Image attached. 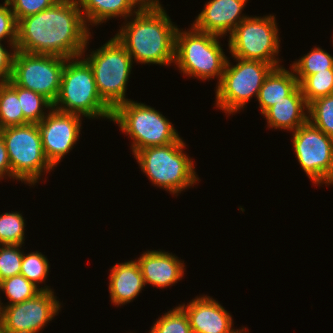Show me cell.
Masks as SVG:
<instances>
[{
  "label": "cell",
  "mask_w": 333,
  "mask_h": 333,
  "mask_svg": "<svg viewBox=\"0 0 333 333\" xmlns=\"http://www.w3.org/2000/svg\"><path fill=\"white\" fill-rule=\"evenodd\" d=\"M90 29L76 0H59L53 6L18 21L16 50L75 58L84 55Z\"/></svg>",
  "instance_id": "obj_1"
},
{
  "label": "cell",
  "mask_w": 333,
  "mask_h": 333,
  "mask_svg": "<svg viewBox=\"0 0 333 333\" xmlns=\"http://www.w3.org/2000/svg\"><path fill=\"white\" fill-rule=\"evenodd\" d=\"M164 9L159 0H148L115 35L137 63L169 66L175 62L177 26Z\"/></svg>",
  "instance_id": "obj_2"
},
{
  "label": "cell",
  "mask_w": 333,
  "mask_h": 333,
  "mask_svg": "<svg viewBox=\"0 0 333 333\" xmlns=\"http://www.w3.org/2000/svg\"><path fill=\"white\" fill-rule=\"evenodd\" d=\"M80 58L82 56L66 60L60 92L53 108L89 119L102 117L111 121L113 110L100 97L91 66Z\"/></svg>",
  "instance_id": "obj_3"
},
{
  "label": "cell",
  "mask_w": 333,
  "mask_h": 333,
  "mask_svg": "<svg viewBox=\"0 0 333 333\" xmlns=\"http://www.w3.org/2000/svg\"><path fill=\"white\" fill-rule=\"evenodd\" d=\"M185 146L179 138L174 143L147 147L133 155L155 186L178 196L199 181L192 159L183 152Z\"/></svg>",
  "instance_id": "obj_4"
},
{
  "label": "cell",
  "mask_w": 333,
  "mask_h": 333,
  "mask_svg": "<svg viewBox=\"0 0 333 333\" xmlns=\"http://www.w3.org/2000/svg\"><path fill=\"white\" fill-rule=\"evenodd\" d=\"M220 36L197 30L175 34V62L181 73L202 80L218 77L221 81L227 58L219 42Z\"/></svg>",
  "instance_id": "obj_5"
},
{
  "label": "cell",
  "mask_w": 333,
  "mask_h": 333,
  "mask_svg": "<svg viewBox=\"0 0 333 333\" xmlns=\"http://www.w3.org/2000/svg\"><path fill=\"white\" fill-rule=\"evenodd\" d=\"M121 131L132 138L133 154L151 146H164L176 142L180 137L172 123L159 111L132 100L119 104L112 120Z\"/></svg>",
  "instance_id": "obj_6"
},
{
  "label": "cell",
  "mask_w": 333,
  "mask_h": 333,
  "mask_svg": "<svg viewBox=\"0 0 333 333\" xmlns=\"http://www.w3.org/2000/svg\"><path fill=\"white\" fill-rule=\"evenodd\" d=\"M90 53L84 59L91 66L99 95L114 110L130 100L125 93L133 60L115 36Z\"/></svg>",
  "instance_id": "obj_7"
},
{
  "label": "cell",
  "mask_w": 333,
  "mask_h": 333,
  "mask_svg": "<svg viewBox=\"0 0 333 333\" xmlns=\"http://www.w3.org/2000/svg\"><path fill=\"white\" fill-rule=\"evenodd\" d=\"M11 164L12 178L35 185L45 171L54 167L47 160L37 123L1 129Z\"/></svg>",
  "instance_id": "obj_8"
},
{
  "label": "cell",
  "mask_w": 333,
  "mask_h": 333,
  "mask_svg": "<svg viewBox=\"0 0 333 333\" xmlns=\"http://www.w3.org/2000/svg\"><path fill=\"white\" fill-rule=\"evenodd\" d=\"M233 65L227 59L221 81L216 87V105L228 115L237 113L254 95L258 96L265 78L275 68L258 60L234 58Z\"/></svg>",
  "instance_id": "obj_9"
},
{
  "label": "cell",
  "mask_w": 333,
  "mask_h": 333,
  "mask_svg": "<svg viewBox=\"0 0 333 333\" xmlns=\"http://www.w3.org/2000/svg\"><path fill=\"white\" fill-rule=\"evenodd\" d=\"M275 16L247 17L229 35V52L234 58L258 60L280 67L279 36Z\"/></svg>",
  "instance_id": "obj_10"
},
{
  "label": "cell",
  "mask_w": 333,
  "mask_h": 333,
  "mask_svg": "<svg viewBox=\"0 0 333 333\" xmlns=\"http://www.w3.org/2000/svg\"><path fill=\"white\" fill-rule=\"evenodd\" d=\"M67 59L16 50L11 80L17 86L42 94L54 103L60 92L62 72Z\"/></svg>",
  "instance_id": "obj_11"
},
{
  "label": "cell",
  "mask_w": 333,
  "mask_h": 333,
  "mask_svg": "<svg viewBox=\"0 0 333 333\" xmlns=\"http://www.w3.org/2000/svg\"><path fill=\"white\" fill-rule=\"evenodd\" d=\"M293 134V149L308 178L314 183L333 184V138L309 121Z\"/></svg>",
  "instance_id": "obj_12"
},
{
  "label": "cell",
  "mask_w": 333,
  "mask_h": 333,
  "mask_svg": "<svg viewBox=\"0 0 333 333\" xmlns=\"http://www.w3.org/2000/svg\"><path fill=\"white\" fill-rule=\"evenodd\" d=\"M2 304L0 301V318L7 333H39L61 308L52 290L41 291L22 303Z\"/></svg>",
  "instance_id": "obj_13"
},
{
  "label": "cell",
  "mask_w": 333,
  "mask_h": 333,
  "mask_svg": "<svg viewBox=\"0 0 333 333\" xmlns=\"http://www.w3.org/2000/svg\"><path fill=\"white\" fill-rule=\"evenodd\" d=\"M81 115L65 113L52 108L37 123L44 154L49 163L56 167L79 139Z\"/></svg>",
  "instance_id": "obj_14"
},
{
  "label": "cell",
  "mask_w": 333,
  "mask_h": 333,
  "mask_svg": "<svg viewBox=\"0 0 333 333\" xmlns=\"http://www.w3.org/2000/svg\"><path fill=\"white\" fill-rule=\"evenodd\" d=\"M180 307L189 319L192 333H247L244 327L233 329L230 313L210 296L196 297Z\"/></svg>",
  "instance_id": "obj_15"
},
{
  "label": "cell",
  "mask_w": 333,
  "mask_h": 333,
  "mask_svg": "<svg viewBox=\"0 0 333 333\" xmlns=\"http://www.w3.org/2000/svg\"><path fill=\"white\" fill-rule=\"evenodd\" d=\"M248 0H210L193 22V26L206 33L229 35L248 16H241Z\"/></svg>",
  "instance_id": "obj_16"
},
{
  "label": "cell",
  "mask_w": 333,
  "mask_h": 333,
  "mask_svg": "<svg viewBox=\"0 0 333 333\" xmlns=\"http://www.w3.org/2000/svg\"><path fill=\"white\" fill-rule=\"evenodd\" d=\"M136 261L140 266L145 285L166 288L176 284L184 276V264L172 253L150 250L143 253Z\"/></svg>",
  "instance_id": "obj_17"
},
{
  "label": "cell",
  "mask_w": 333,
  "mask_h": 333,
  "mask_svg": "<svg viewBox=\"0 0 333 333\" xmlns=\"http://www.w3.org/2000/svg\"><path fill=\"white\" fill-rule=\"evenodd\" d=\"M305 109V110H304ZM308 104L298 85L283 100L271 106L263 116L266 117L268 127L295 131L298 127L308 121Z\"/></svg>",
  "instance_id": "obj_18"
},
{
  "label": "cell",
  "mask_w": 333,
  "mask_h": 333,
  "mask_svg": "<svg viewBox=\"0 0 333 333\" xmlns=\"http://www.w3.org/2000/svg\"><path fill=\"white\" fill-rule=\"evenodd\" d=\"M110 270L109 292L112 303L121 306L135 300L145 286L138 262L130 260L117 263Z\"/></svg>",
  "instance_id": "obj_19"
},
{
  "label": "cell",
  "mask_w": 333,
  "mask_h": 333,
  "mask_svg": "<svg viewBox=\"0 0 333 333\" xmlns=\"http://www.w3.org/2000/svg\"><path fill=\"white\" fill-rule=\"evenodd\" d=\"M86 24L98 25L114 17L131 18L148 0H76ZM138 6V9H135ZM90 22V24H89ZM92 23V24H91Z\"/></svg>",
  "instance_id": "obj_20"
},
{
  "label": "cell",
  "mask_w": 333,
  "mask_h": 333,
  "mask_svg": "<svg viewBox=\"0 0 333 333\" xmlns=\"http://www.w3.org/2000/svg\"><path fill=\"white\" fill-rule=\"evenodd\" d=\"M293 71V72H292ZM299 85L294 70H286L284 67L274 68L265 78L259 90L257 100L263 115L275 103L283 100Z\"/></svg>",
  "instance_id": "obj_21"
},
{
  "label": "cell",
  "mask_w": 333,
  "mask_h": 333,
  "mask_svg": "<svg viewBox=\"0 0 333 333\" xmlns=\"http://www.w3.org/2000/svg\"><path fill=\"white\" fill-rule=\"evenodd\" d=\"M27 123L18 99L17 85L11 79L0 82V128Z\"/></svg>",
  "instance_id": "obj_22"
},
{
  "label": "cell",
  "mask_w": 333,
  "mask_h": 333,
  "mask_svg": "<svg viewBox=\"0 0 333 333\" xmlns=\"http://www.w3.org/2000/svg\"><path fill=\"white\" fill-rule=\"evenodd\" d=\"M291 68L300 84L308 75L333 69V56L320 47H315L298 61H294Z\"/></svg>",
  "instance_id": "obj_23"
},
{
  "label": "cell",
  "mask_w": 333,
  "mask_h": 333,
  "mask_svg": "<svg viewBox=\"0 0 333 333\" xmlns=\"http://www.w3.org/2000/svg\"><path fill=\"white\" fill-rule=\"evenodd\" d=\"M17 95L24 118L29 123H39L48 114L43 111L44 108L45 110L53 108V103L49 99L32 90L17 86Z\"/></svg>",
  "instance_id": "obj_24"
},
{
  "label": "cell",
  "mask_w": 333,
  "mask_h": 333,
  "mask_svg": "<svg viewBox=\"0 0 333 333\" xmlns=\"http://www.w3.org/2000/svg\"><path fill=\"white\" fill-rule=\"evenodd\" d=\"M308 121L333 138V94L315 99L308 104Z\"/></svg>",
  "instance_id": "obj_25"
},
{
  "label": "cell",
  "mask_w": 333,
  "mask_h": 333,
  "mask_svg": "<svg viewBox=\"0 0 333 333\" xmlns=\"http://www.w3.org/2000/svg\"><path fill=\"white\" fill-rule=\"evenodd\" d=\"M307 104L320 97L333 94V69L308 75L299 84Z\"/></svg>",
  "instance_id": "obj_26"
},
{
  "label": "cell",
  "mask_w": 333,
  "mask_h": 333,
  "mask_svg": "<svg viewBox=\"0 0 333 333\" xmlns=\"http://www.w3.org/2000/svg\"><path fill=\"white\" fill-rule=\"evenodd\" d=\"M0 291L6 294L9 304L22 303L34 298L41 290L27 280L22 274H18L0 281Z\"/></svg>",
  "instance_id": "obj_27"
},
{
  "label": "cell",
  "mask_w": 333,
  "mask_h": 333,
  "mask_svg": "<svg viewBox=\"0 0 333 333\" xmlns=\"http://www.w3.org/2000/svg\"><path fill=\"white\" fill-rule=\"evenodd\" d=\"M48 259L39 251L23 254L21 272L27 280L37 286L41 291H51L49 286L43 288L37 284L43 283L49 273ZM43 281V282H42Z\"/></svg>",
  "instance_id": "obj_28"
},
{
  "label": "cell",
  "mask_w": 333,
  "mask_h": 333,
  "mask_svg": "<svg viewBox=\"0 0 333 333\" xmlns=\"http://www.w3.org/2000/svg\"><path fill=\"white\" fill-rule=\"evenodd\" d=\"M25 220L19 212L0 215V245H22L25 241Z\"/></svg>",
  "instance_id": "obj_29"
},
{
  "label": "cell",
  "mask_w": 333,
  "mask_h": 333,
  "mask_svg": "<svg viewBox=\"0 0 333 333\" xmlns=\"http://www.w3.org/2000/svg\"><path fill=\"white\" fill-rule=\"evenodd\" d=\"M149 333H192V329L186 313L179 305L157 319Z\"/></svg>",
  "instance_id": "obj_30"
},
{
  "label": "cell",
  "mask_w": 333,
  "mask_h": 333,
  "mask_svg": "<svg viewBox=\"0 0 333 333\" xmlns=\"http://www.w3.org/2000/svg\"><path fill=\"white\" fill-rule=\"evenodd\" d=\"M2 246V247H1ZM22 245H0V281L21 272Z\"/></svg>",
  "instance_id": "obj_31"
},
{
  "label": "cell",
  "mask_w": 333,
  "mask_h": 333,
  "mask_svg": "<svg viewBox=\"0 0 333 333\" xmlns=\"http://www.w3.org/2000/svg\"><path fill=\"white\" fill-rule=\"evenodd\" d=\"M17 25L15 15L9 3L0 4V42L6 38L11 50L16 51Z\"/></svg>",
  "instance_id": "obj_32"
},
{
  "label": "cell",
  "mask_w": 333,
  "mask_h": 333,
  "mask_svg": "<svg viewBox=\"0 0 333 333\" xmlns=\"http://www.w3.org/2000/svg\"><path fill=\"white\" fill-rule=\"evenodd\" d=\"M57 1L59 0H11L9 4L18 22L26 16L46 10Z\"/></svg>",
  "instance_id": "obj_33"
},
{
  "label": "cell",
  "mask_w": 333,
  "mask_h": 333,
  "mask_svg": "<svg viewBox=\"0 0 333 333\" xmlns=\"http://www.w3.org/2000/svg\"><path fill=\"white\" fill-rule=\"evenodd\" d=\"M16 51L8 52L0 42V82L9 81L13 73V59Z\"/></svg>",
  "instance_id": "obj_34"
},
{
  "label": "cell",
  "mask_w": 333,
  "mask_h": 333,
  "mask_svg": "<svg viewBox=\"0 0 333 333\" xmlns=\"http://www.w3.org/2000/svg\"><path fill=\"white\" fill-rule=\"evenodd\" d=\"M8 176L12 178L11 164L6 149V144L0 136V180Z\"/></svg>",
  "instance_id": "obj_35"
},
{
  "label": "cell",
  "mask_w": 333,
  "mask_h": 333,
  "mask_svg": "<svg viewBox=\"0 0 333 333\" xmlns=\"http://www.w3.org/2000/svg\"><path fill=\"white\" fill-rule=\"evenodd\" d=\"M0 333H7L1 318H0Z\"/></svg>",
  "instance_id": "obj_36"
},
{
  "label": "cell",
  "mask_w": 333,
  "mask_h": 333,
  "mask_svg": "<svg viewBox=\"0 0 333 333\" xmlns=\"http://www.w3.org/2000/svg\"><path fill=\"white\" fill-rule=\"evenodd\" d=\"M11 0H4L3 3H9Z\"/></svg>",
  "instance_id": "obj_37"
}]
</instances>
